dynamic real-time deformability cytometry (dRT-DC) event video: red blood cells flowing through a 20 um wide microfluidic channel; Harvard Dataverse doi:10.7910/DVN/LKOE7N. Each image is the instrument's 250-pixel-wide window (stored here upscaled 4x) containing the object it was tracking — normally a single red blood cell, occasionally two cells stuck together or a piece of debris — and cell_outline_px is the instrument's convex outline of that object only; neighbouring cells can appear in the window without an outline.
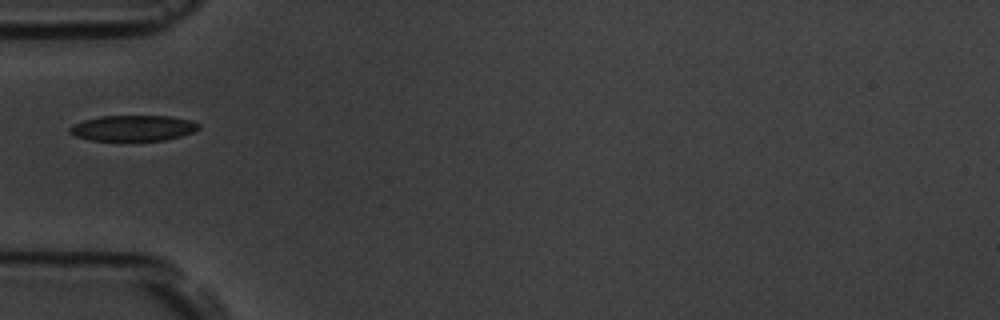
{"species": "common noctule bat (a hibernating species)", "species_latin": "Nyctalus noctula", "temperature_condition": "room temperature", "stored_images_in_passage": 1, "camera_frame_rate_fps": 3000, "um_per_image_px": 0.085, "animal": {"sex": "male", "body_mass_g": 19.5, "forearm_length_mm": 54.6}, "frame": {"image": 1, "passage_image": 1, "time_ms": 0.0, "image_size_px": [1000, 320], "cell_outline_px": [[200, 128], [192, 132], [180, 136], [164, 140], [92, 140], [76, 136], [68, 132], [68, 128], [72, 124], [84, 120], [100, 116], [168, 116], [188, 120], [200, 124]], "centroid_in_image_um": [11.28, 10.88], "position_along_channel_um": 73.7, "area_um2": 19.13}}